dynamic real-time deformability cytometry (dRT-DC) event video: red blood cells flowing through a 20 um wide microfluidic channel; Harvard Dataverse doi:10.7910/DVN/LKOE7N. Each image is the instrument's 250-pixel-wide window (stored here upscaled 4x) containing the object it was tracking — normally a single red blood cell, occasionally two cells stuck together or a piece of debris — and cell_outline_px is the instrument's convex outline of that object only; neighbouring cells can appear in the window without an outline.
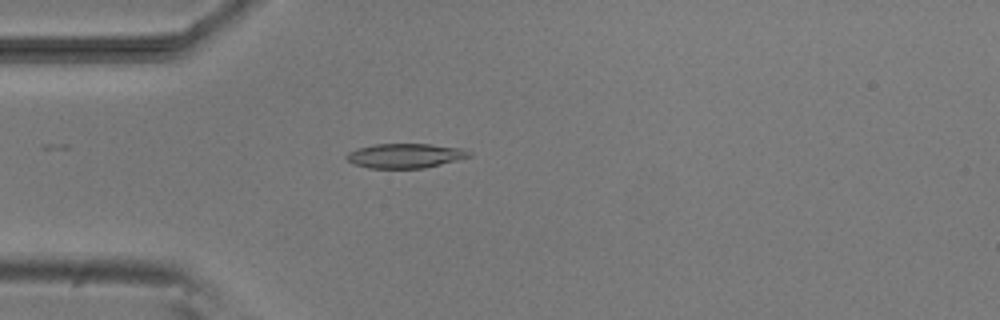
{"species": "common noctule bat (a hibernating species)", "species_latin": "Nyctalus noctula", "temperature_condition": "room temperature", "stored_images_in_passage": 4, "camera_frame_rate_fps": 3000, "um_per_image_px": 0.085, "animal": {"sex": "male", "body_mass_g": 20.5, "forearm_length_mm": 52.5}, "frame": {"image": 1, "passage_image": 4, "time_ms": 3.667, "image_size_px": [1000, 320], "cell_outline_px": [[472, 156], [424, 168], [368, 168], [352, 164], [344, 156], [348, 152], [356, 148], [376, 144], [432, 144], [460, 148], [472, 152]], "centroid_in_image_um": [34.4, 13.23], "position_along_channel_um": 50.6, "area_um2": 17.57}}